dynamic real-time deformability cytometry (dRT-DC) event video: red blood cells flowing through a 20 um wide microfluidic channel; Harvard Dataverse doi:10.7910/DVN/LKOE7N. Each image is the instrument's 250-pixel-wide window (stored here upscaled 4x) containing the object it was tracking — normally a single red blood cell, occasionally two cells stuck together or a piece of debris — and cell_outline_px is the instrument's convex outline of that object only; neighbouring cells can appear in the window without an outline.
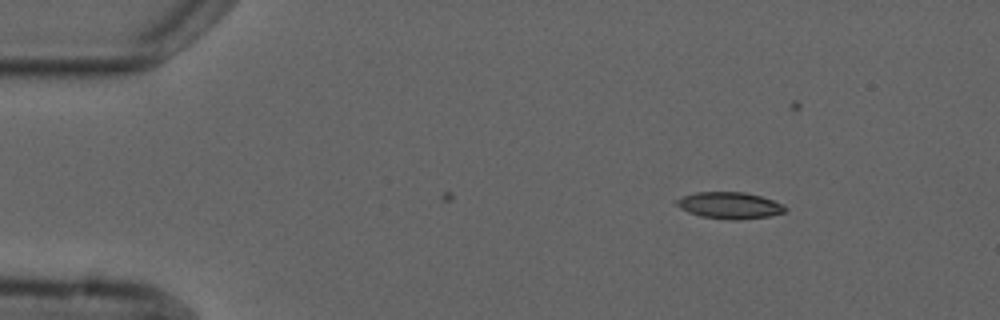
{"species": "common noctule bat (a hibernating species)", "species_latin": "Nyctalus noctula", "temperature_condition": "cold", "stored_images_in_passage": 3, "camera_frame_rate_fps": 3000, "um_per_image_px": 0.085, "animal": {"sex": "male", "forearm_length_mm": 52.5}, "frame": {"image": 1, "passage_image": 3, "time_ms": 2.333, "image_size_px": [1000, 320], "cell_outline_px": [[788, 208], [784, 212], [768, 216], [740, 220], [728, 220], [700, 216], [688, 212], [680, 208], [672, 200], [696, 192], [744, 192], [760, 196], [784, 204]], "centroid_in_image_um": [62.0, 17.46], "position_along_channel_um": 23.0, "area_um2": 16.94}}